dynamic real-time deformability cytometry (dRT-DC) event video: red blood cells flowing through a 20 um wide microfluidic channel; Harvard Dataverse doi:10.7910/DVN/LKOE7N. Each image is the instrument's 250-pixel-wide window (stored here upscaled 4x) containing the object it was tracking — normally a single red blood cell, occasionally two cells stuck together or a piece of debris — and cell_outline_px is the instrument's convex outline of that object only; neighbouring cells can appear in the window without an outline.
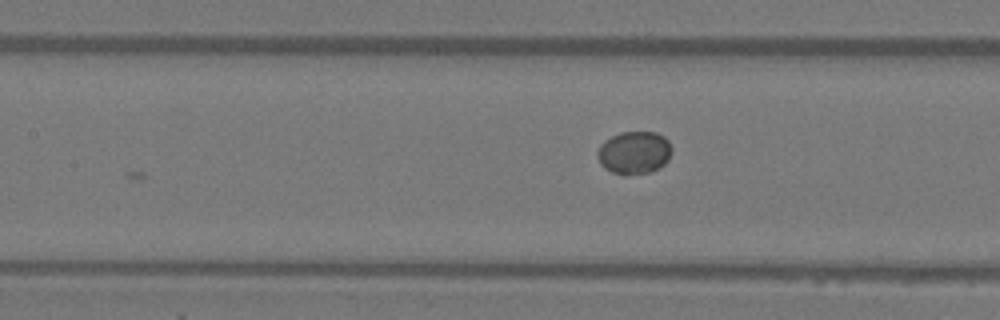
{"species": "Egyptian fruit bat (a non-hibernating species)", "species_latin": "Rousettus aegyptiacus", "temperature_condition": "warm", "stored_images_in_passage": 4, "camera_frame_rate_fps": 3000, "um_per_image_px": 0.085, "animal": {"sex": "female"}, "frame": {"image": 1, "passage_image": 4, "time_ms": 1.0, "image_size_px": [1000, 320], "cell_outline_px": [[672, 152], [668, 160], [660, 168], [652, 172], [624, 176], [612, 172], [604, 168], [600, 164], [596, 156], [596, 152], [600, 144], [604, 140], [620, 132], [656, 132], [664, 136], [668, 140], [672, 148]], "centroid_in_image_um": [53.89, 12.99], "position_along_channel_um": 153.5, "area_um2": 19.02}}